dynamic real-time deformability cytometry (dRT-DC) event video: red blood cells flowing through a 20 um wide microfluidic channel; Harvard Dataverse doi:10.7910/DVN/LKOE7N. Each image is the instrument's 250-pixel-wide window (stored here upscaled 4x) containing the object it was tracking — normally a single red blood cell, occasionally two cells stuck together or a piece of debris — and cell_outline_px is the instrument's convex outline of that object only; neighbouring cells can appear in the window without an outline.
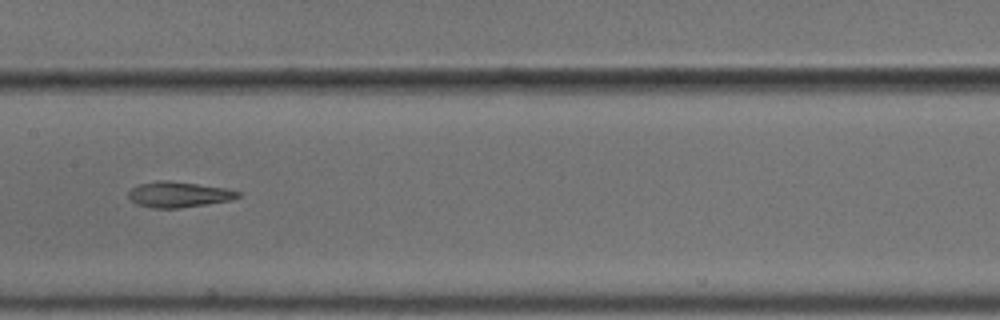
{"species": "common noctule bat (a hibernating species)", "species_latin": "Nyctalus noctula", "temperature_condition": "cold", "stored_images_in_passage": 14, "camera_frame_rate_fps": 3000, "um_per_image_px": 0.085, "animal": {"sex": "male", "body_mass_g": 18.8}, "frame": {"image": 1, "passage_image": 7, "time_ms": 2.0, "image_size_px": [1000, 320], "cell_outline_px": [[240, 196], [228, 200], [180, 208], [152, 208], [136, 204], [128, 196], [128, 192], [132, 188], [140, 184], [160, 180], [168, 180], [228, 188], [240, 192]], "centroid_in_image_um": [15.17, 16.52], "position_along_channel_um": 192.2, "area_um2": 16.18}}
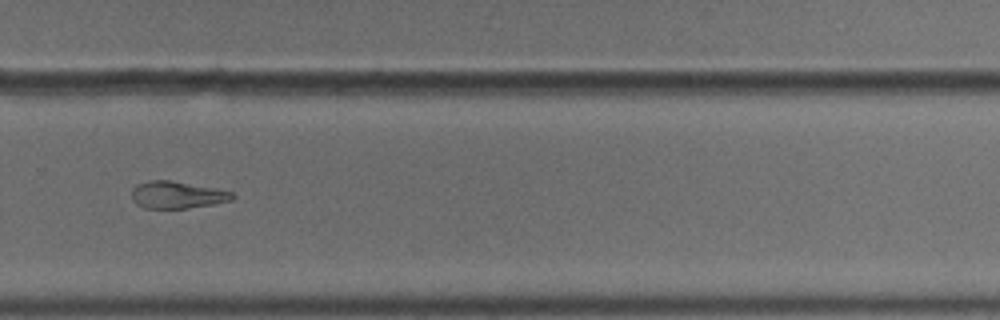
{"frame": {"image": 2, "passage_image": 10, "time_ms": 3.0, "image_size_px": [1000, 320], "cell_outline_px": [[236, 196], [232, 200], [212, 204], [188, 208], [144, 208], [136, 204], [132, 200], [132, 188], [136, 184], [152, 180], [168, 180], [216, 188], [232, 192]], "centroid_in_image_um": [15.04, 16.56], "position_along_channel_um": 314.8, "area_um2": 15.9}}
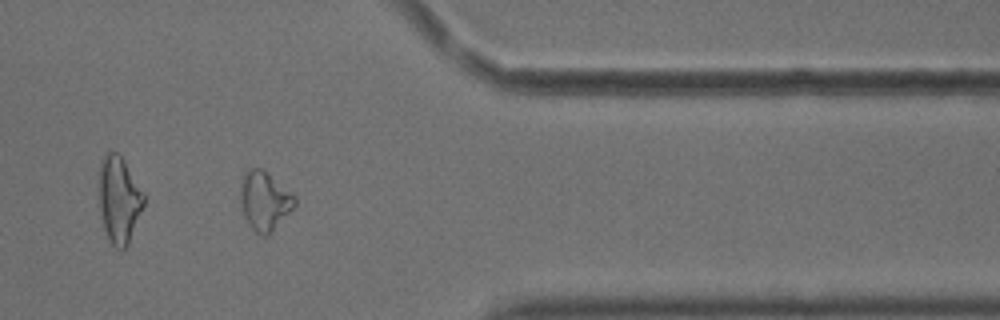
{"frame": {"image": 3, "passage_image": 12, "time_ms": 3.667, "image_size_px": [1000, 320], "cell_outline_px": [[296, 204], [264, 236], [256, 232], [248, 224], [244, 216], [240, 200], [240, 196], [244, 172], [248, 168], [260, 168], [296, 196]], "centroid_in_image_um": [22.45, 17.03], "position_along_channel_um": 388.9, "area_um2": 17.8}}